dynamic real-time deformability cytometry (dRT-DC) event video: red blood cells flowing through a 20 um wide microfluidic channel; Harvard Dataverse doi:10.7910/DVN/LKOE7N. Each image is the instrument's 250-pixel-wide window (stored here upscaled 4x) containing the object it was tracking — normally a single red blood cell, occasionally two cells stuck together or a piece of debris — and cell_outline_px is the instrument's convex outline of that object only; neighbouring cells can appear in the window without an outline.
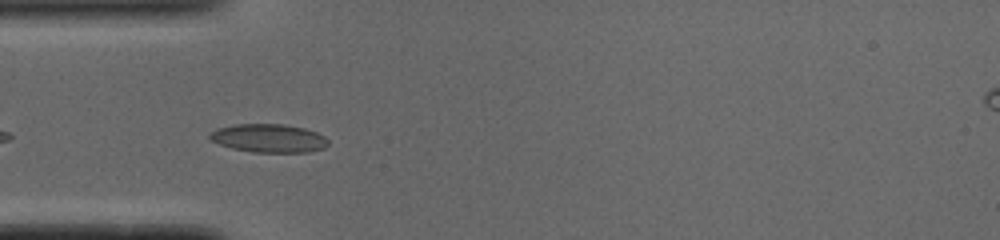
{"species": "common noctule bat (a hibernating species)", "species_latin": "Nyctalus noctula", "temperature_condition": "cold", "stored_images_in_passage": 6, "camera_frame_rate_fps": 3000, "um_per_image_px": 0.085, "animal": {"sex": "male", "body_mass_g": 19.0, "forearm_length_mm": 50.8}, "frame": {"image": 1, "passage_image": 3, "time_ms": 0.667, "image_size_px": [1000, 240], "cell_outline_px": [[328, 144], [324, 148], [308, 152], [252, 152], [232, 148], [220, 144], [212, 140], [208, 136], [208, 132], [216, 128], [236, 124], [284, 124], [304, 128], [316, 132], [324, 136], [328, 140]], "centroid_in_image_um": [22.83, 11.74], "position_along_channel_um": 62.2, "area_um2": 19.65}}